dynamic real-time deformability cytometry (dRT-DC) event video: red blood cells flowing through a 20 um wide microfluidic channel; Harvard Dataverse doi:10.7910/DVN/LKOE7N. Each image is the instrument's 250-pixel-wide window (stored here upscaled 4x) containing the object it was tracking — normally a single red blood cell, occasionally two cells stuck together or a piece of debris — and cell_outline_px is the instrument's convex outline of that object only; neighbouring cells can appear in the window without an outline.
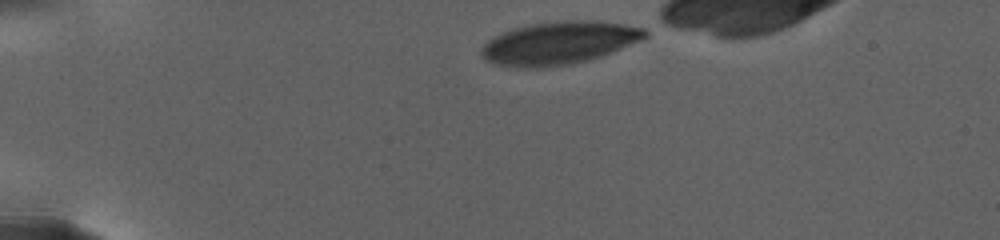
{"species": "human", "species_latin": "Homo sapiens", "temperature_condition": "warm", "stored_images_in_passage": 14, "camera_frame_rate_fps": 3000, "um_per_image_px": 0.085, "donor": {"sex": "female"}, "frame": {"image": 1, "passage_image": 1, "time_ms": 0.0, "image_size_px": [1000, 240], "cell_outline_px": [[648, 36], [620, 48], [600, 56], [568, 64], [524, 68], [496, 64], [484, 60], [480, 56], [480, 48], [488, 40], [500, 32], [512, 28], [532, 24], [556, 20], [592, 20], [624, 24], [644, 28], [648, 32]], "centroid_in_image_um": [47.45, 3.63], "position_along_channel_um": 37.6, "area_um2": 40.52}}